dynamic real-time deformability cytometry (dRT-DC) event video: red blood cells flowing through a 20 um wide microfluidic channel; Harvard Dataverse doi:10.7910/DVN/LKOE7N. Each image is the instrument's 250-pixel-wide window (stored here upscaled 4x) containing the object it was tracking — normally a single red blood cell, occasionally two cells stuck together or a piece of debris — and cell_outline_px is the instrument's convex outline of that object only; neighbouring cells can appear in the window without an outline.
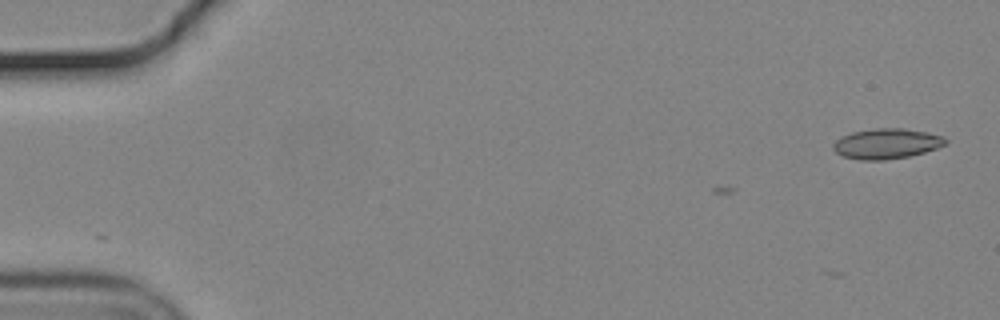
{"species": "common noctule bat (a hibernating species)", "species_latin": "Nyctalus noctula", "temperature_condition": "cold", "stored_images_in_passage": 6, "camera_frame_rate_fps": 3000, "um_per_image_px": 0.085, "animal": {"sex": "male", "body_mass_g": 19.2, "forearm_length_mm": 51.8}, "frame": {"image": 1, "passage_image": 1, "time_ms": 0.0, "image_size_px": [1000, 320], "cell_outline_px": [[948, 140], [944, 144], [936, 148], [924, 152], [908, 156], [884, 160], [860, 160], [844, 156], [836, 152], [832, 148], [832, 144], [840, 136], [852, 132], [876, 128], [904, 128], [928, 132], [944, 136]], "centroid_in_image_um": [75.34, 12.2], "position_along_channel_um": 9.7, "area_um2": 19.83}}